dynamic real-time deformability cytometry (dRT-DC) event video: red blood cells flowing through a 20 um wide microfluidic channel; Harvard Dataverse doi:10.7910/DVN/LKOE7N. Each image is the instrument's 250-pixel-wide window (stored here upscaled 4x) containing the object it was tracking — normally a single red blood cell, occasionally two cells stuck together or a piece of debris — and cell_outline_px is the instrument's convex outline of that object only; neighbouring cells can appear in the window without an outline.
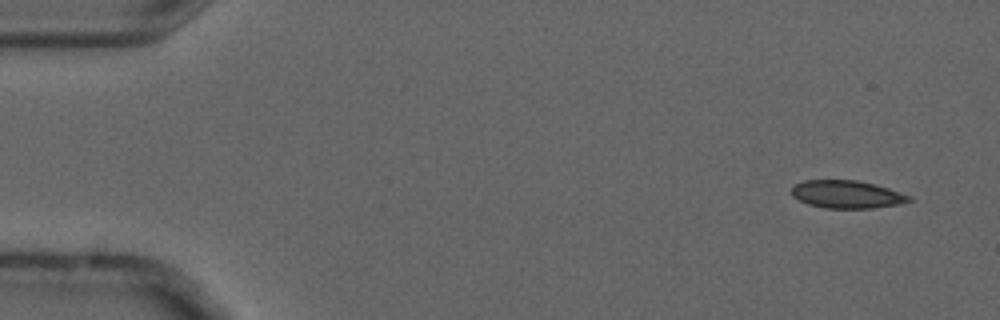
{"species": "common noctule bat (a hibernating species)", "species_latin": "Nyctalus noctula", "temperature_condition": "cold", "stored_images_in_passage": 4, "camera_frame_rate_fps": 3000, "um_per_image_px": 0.085, "animal": {"sex": "male", "forearm_length_mm": 52.5}, "frame": {"image": 1, "passage_image": 1, "time_ms": 0.0, "image_size_px": [1000, 320], "cell_outline_px": [[912, 200], [896, 204], [872, 208], [824, 208], [808, 204], [792, 196], [792, 188], [796, 184], [804, 180], [856, 180], [876, 184], [912, 196]], "centroid_in_image_um": [71.98, 16.51], "position_along_channel_um": 13.0, "area_um2": 18.9}}
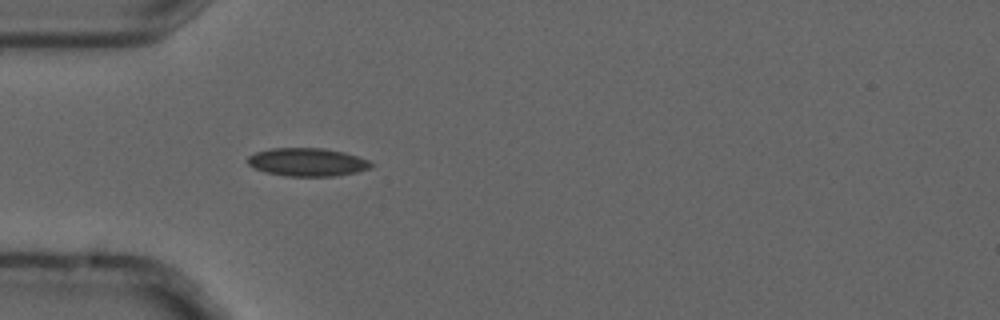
{"frame": {"image": 2, "passage_image": 4, "time_ms": 1.0, "image_size_px": [1000, 320], "cell_outline_px": [[372, 168], [356, 172], [336, 176], [288, 176], [264, 172], [248, 164], [248, 156], [256, 152], [272, 148], [324, 148], [344, 152], [368, 160], [372, 164]], "centroid_in_image_um": [26.13, 13.78], "position_along_channel_um": 58.9, "area_um2": 20.17}}